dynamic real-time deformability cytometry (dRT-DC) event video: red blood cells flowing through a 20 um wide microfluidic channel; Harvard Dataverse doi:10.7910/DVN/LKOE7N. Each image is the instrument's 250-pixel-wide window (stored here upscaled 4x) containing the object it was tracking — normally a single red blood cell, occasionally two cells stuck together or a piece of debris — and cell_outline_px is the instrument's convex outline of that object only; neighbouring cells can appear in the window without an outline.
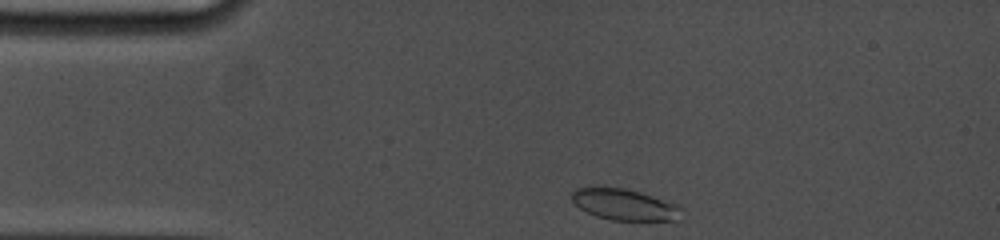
{"species": "common noctule bat (a hibernating species)", "species_latin": "Nyctalus noctula", "temperature_condition": "cold", "stored_images_in_passage": 64, "camera_frame_rate_fps": 5000, "um_per_image_px": 0.085, "animal": {"sex": "female", "body_mass_g": 19.0, "forearm_length_mm": 53.3}, "frame": {"image": 1, "passage_image": 1, "time_ms": 0.0, "image_size_px": [1000, 240], "cell_outline_px": [[684, 220], [612, 220], [596, 216], [580, 208], [572, 200], [572, 192], [576, 188], [592, 184], [624, 188], [640, 192], [680, 204], [684, 208]], "centroid_in_image_um": [53.14, 17.36], "position_along_channel_um": 31.9, "area_um2": 20.81}}
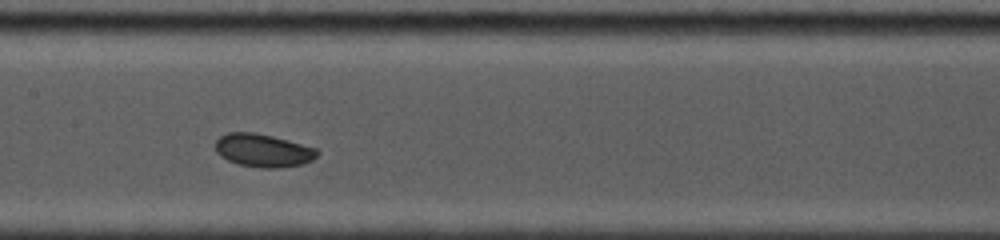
{"frame": {"image": 2, "passage_image": 32, "time_ms": 5.2, "image_size_px": [1000, 240], "cell_outline_px": [[320, 152], [312, 160], [304, 164], [280, 168], [260, 168], [236, 164], [220, 156], [216, 152], [216, 140], [220, 136], [228, 132], [252, 132], [272, 136], [316, 148]], "centroid_in_image_um": [22.36, 12.8], "position_along_channel_um": 185.0, "area_um2": 19.71}}
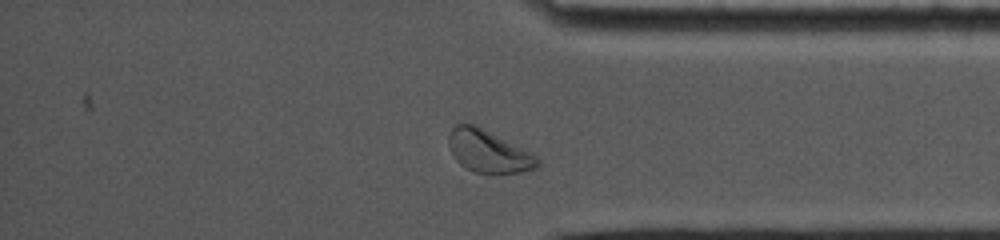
{"frame": {"image": 3, "passage_image": 57, "time_ms": 10.8, "image_size_px": [1000, 240], "cell_outline_px": [[540, 168], [528, 172], [476, 172], [460, 164], [456, 160], [448, 144], [448, 132], [456, 124], [476, 124], [536, 156], [540, 160]], "centroid_in_image_um": [41.52, 12.85], "position_along_channel_um": 393.7, "area_um2": 21.68}, "authors_computed_cell_mechanics": {"area_um2": 19.8254, "velocity_mm_per_s": 3.7434, "shape_relaxation_time_tau1_ms": null, "shape_relaxation_time_tau2_ms": 7.0776, "deformation_change_tau1": null, "deformation_change_tau2": 0.1084}}